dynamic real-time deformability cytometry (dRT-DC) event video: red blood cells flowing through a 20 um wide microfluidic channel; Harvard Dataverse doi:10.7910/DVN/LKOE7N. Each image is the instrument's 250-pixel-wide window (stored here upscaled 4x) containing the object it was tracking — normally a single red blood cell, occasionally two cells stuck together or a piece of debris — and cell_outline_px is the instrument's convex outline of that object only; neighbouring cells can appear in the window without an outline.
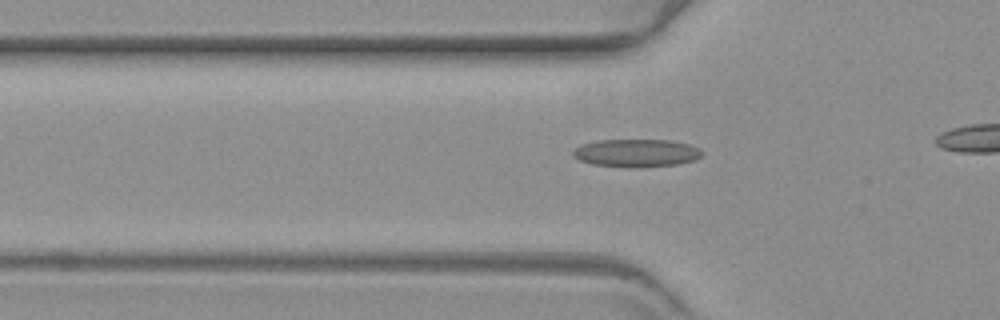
{"species": "common noctule bat (a hibernating species)", "species_latin": "Nyctalus noctula", "temperature_condition": "warm", "stored_images_in_passage": 25, "camera_frame_rate_fps": 3000, "um_per_image_px": 0.085, "animal": {"sex": "female", "body_mass_g": 19.3, "forearm_length_mm": 54.1}, "frame": {"image": 1, "passage_image": 15, "time_ms": 4.667, "image_size_px": [1000, 320], "cell_outline_px": [[704, 152], [696, 160], [676, 164], [592, 164], [580, 160], [572, 156], [572, 152], [580, 144], [596, 140], [672, 140], [688, 144], [700, 148]], "centroid_in_image_um": [54.1, 12.94], "position_along_channel_um": 71.7, "area_um2": 19.88}}
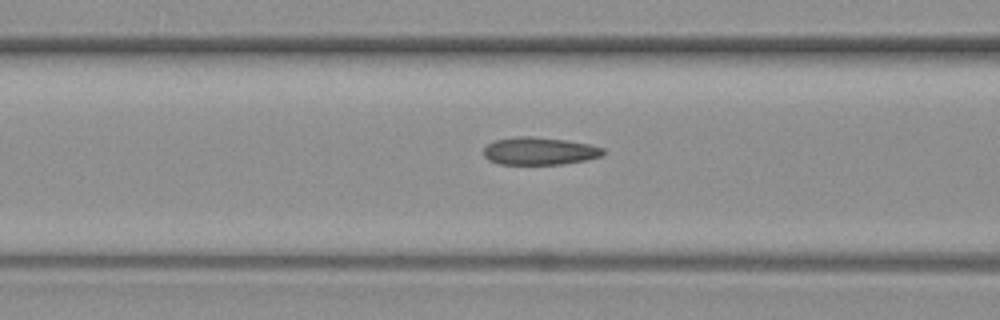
{"frame": {"image": 2, "passage_image": 19, "time_ms": 6.0, "image_size_px": [1000, 320], "cell_outline_px": [[604, 156], [588, 160], [560, 164], [500, 164], [488, 160], [484, 156], [484, 148], [488, 144], [496, 140], [516, 136], [532, 136], [568, 140], [592, 144], [604, 148]], "centroid_in_image_um": [45.9, 12.83], "position_along_channel_um": 120.7, "area_um2": 19.48}}
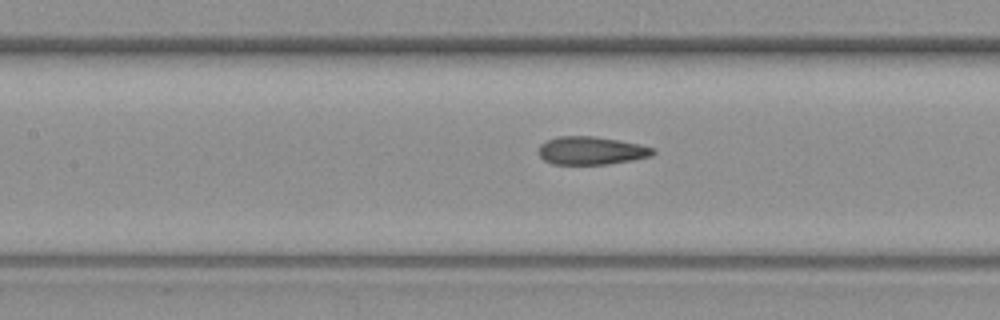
{"frame": {"image": 3, "passage_image": 22, "time_ms": 7.0, "image_size_px": [1000, 320], "cell_outline_px": [[656, 152], [652, 156], [632, 160], [608, 164], [552, 164], [544, 160], [540, 156], [540, 144], [548, 140], [560, 136], [592, 136], [620, 140], [640, 144], [656, 148]], "centroid_in_image_um": [50.31, 12.8], "position_along_channel_um": 157.1, "area_um2": 18.73}}